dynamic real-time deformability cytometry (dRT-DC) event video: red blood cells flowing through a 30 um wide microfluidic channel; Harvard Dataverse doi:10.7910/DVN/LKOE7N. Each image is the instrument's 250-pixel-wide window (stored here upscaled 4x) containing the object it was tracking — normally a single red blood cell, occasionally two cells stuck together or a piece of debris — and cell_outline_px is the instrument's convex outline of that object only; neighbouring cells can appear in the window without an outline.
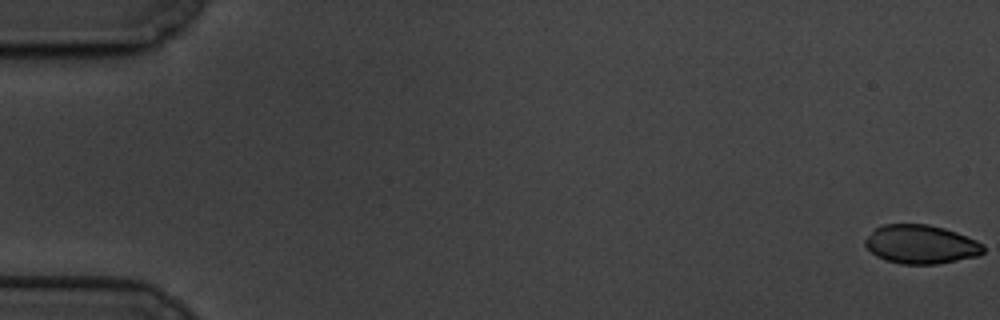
{"species": "common noctule bat (a hibernating species)", "species_latin": "Nyctalus noctula", "temperature_condition": "cold", "stored_images_in_passage": 61, "camera_frame_rate_fps": 3000, "um_per_image_px": 0.085, "animal": {"sex": "male", "body_mass_g": 19.5, "forearm_length_mm": 54.6}, "frame": {"image": 1, "passage_image": 1, "time_ms": 0.0, "image_size_px": [1000, 320], "cell_outline_px": [[984, 252], [980, 256], [936, 264], [900, 264], [884, 260], [876, 256], [864, 244], [864, 240], [876, 228], [884, 224], [928, 224], [944, 228], [956, 232], [976, 240], [984, 244]], "centroid_in_image_um": [78.3, 20.78], "position_along_channel_um": 6.7, "area_um2": 26.82}}
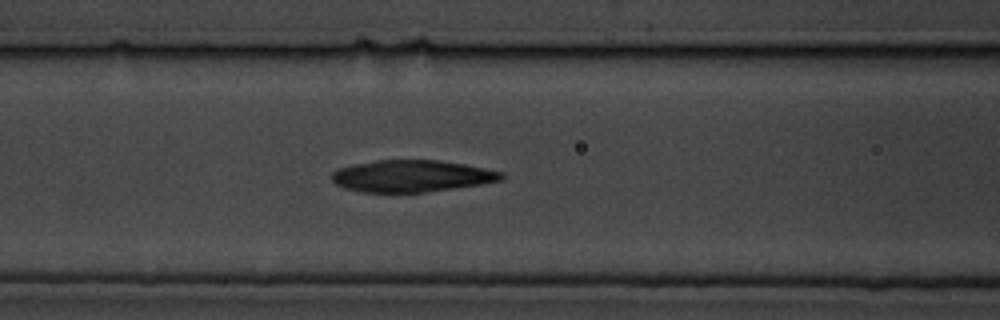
{"frame": {"image": 2, "passage_image": 26, "time_ms": 8.333, "image_size_px": [1000, 320], "cell_outline_px": [[504, 176], [500, 180], [484, 184], [424, 192], [360, 192], [344, 188], [336, 184], [332, 180], [332, 172], [336, 168], [352, 164], [376, 160], [436, 160], [464, 164], [504, 172]], "centroid_in_image_um": [34.96, 14.96], "position_along_channel_um": 131.6, "area_um2": 31.56}}
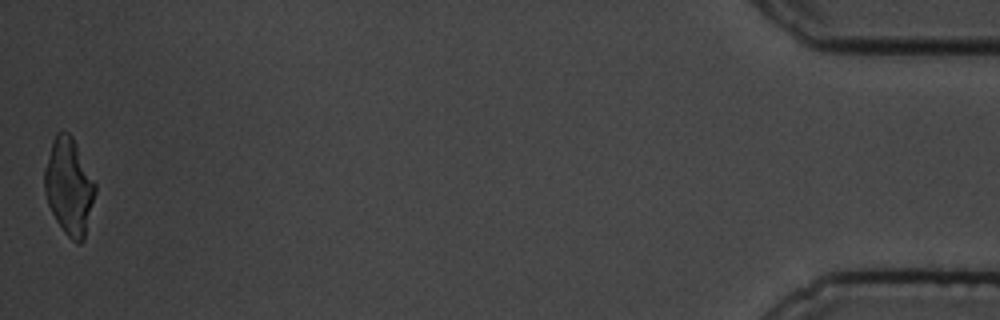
{"frame": {"image": 3, "passage_image": 61, "time_ms": 20.0, "image_size_px": [1000, 320], "cell_outline_px": [[96, 192], [84, 240], [80, 244], [76, 244], [64, 232], [56, 220], [48, 204], [44, 192], [44, 168], [52, 140], [56, 132], [68, 132], [72, 136], [96, 184]], "centroid_in_image_um": [5.86, 15.87], "position_along_channel_um": 429.3, "area_um2": 28.55}}